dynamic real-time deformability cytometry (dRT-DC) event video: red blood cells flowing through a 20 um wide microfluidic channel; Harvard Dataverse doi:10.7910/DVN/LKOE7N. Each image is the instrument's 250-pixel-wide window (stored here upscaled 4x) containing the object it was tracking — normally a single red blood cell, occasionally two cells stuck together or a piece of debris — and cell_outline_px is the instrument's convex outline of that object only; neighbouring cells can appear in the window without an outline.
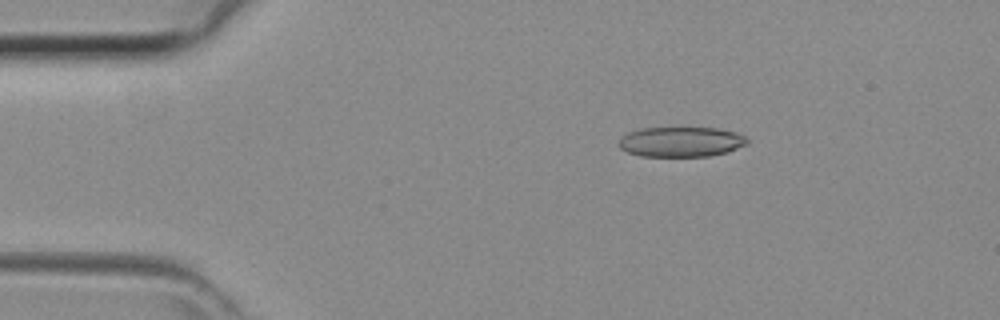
{"species": "common noctule bat (a hibernating species)", "species_latin": "Nyctalus noctula", "temperature_condition": "room temperature", "stored_images_in_passage": 40, "camera_frame_rate_fps": 3000, "um_per_image_px": 0.085, "animal": {"sex": "female", "body_mass_g": 29.2, "forearm_length_mm": 56.3}, "frame": {"image": 1, "passage_image": 4, "time_ms": 1.0, "image_size_px": [1000, 320], "cell_outline_px": [[748, 144], [728, 152], [708, 156], [640, 156], [628, 152], [620, 148], [616, 144], [620, 136], [628, 132], [640, 128], [716, 128], [736, 132], [744, 136], [748, 140]], "centroid_in_image_um": [57.85, 12.05], "position_along_channel_um": 27.1, "area_um2": 22.66}}
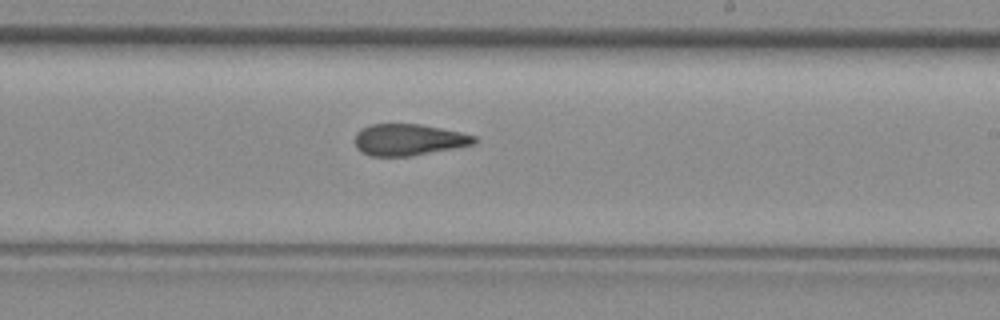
{"frame": {"image": 2, "passage_image": 22, "time_ms": 7.0, "image_size_px": [1000, 320], "cell_outline_px": [[476, 144], [412, 156], [368, 156], [360, 152], [356, 148], [356, 132], [360, 128], [372, 124], [420, 124], [460, 132], [476, 136]], "centroid_in_image_um": [34.71, 11.88], "position_along_channel_um": 254.3, "area_um2": 22.02}}
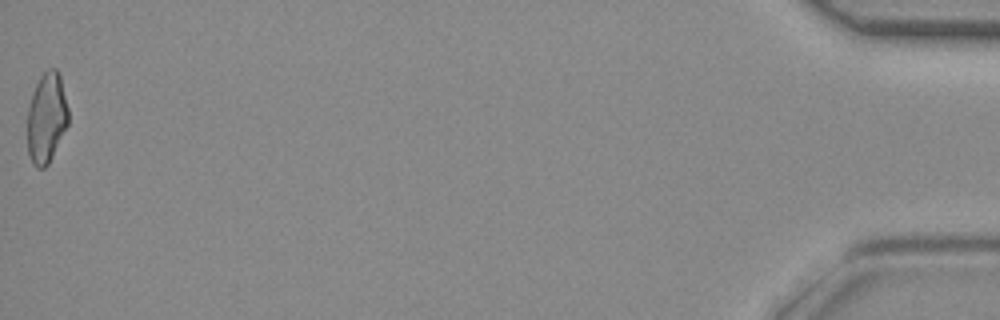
{"frame": {"image": 3, "passage_image": 40, "time_ms": 13.0, "image_size_px": [1000, 320], "cell_outline_px": [[68, 124], [48, 164], [44, 168], [36, 168], [32, 164], [28, 152], [28, 108], [32, 92], [40, 76], [48, 68], [56, 68], [60, 72], [68, 108]], "centroid_in_image_um": [3.96, 9.99], "position_along_channel_um": 431.2, "area_um2": 21.62}}